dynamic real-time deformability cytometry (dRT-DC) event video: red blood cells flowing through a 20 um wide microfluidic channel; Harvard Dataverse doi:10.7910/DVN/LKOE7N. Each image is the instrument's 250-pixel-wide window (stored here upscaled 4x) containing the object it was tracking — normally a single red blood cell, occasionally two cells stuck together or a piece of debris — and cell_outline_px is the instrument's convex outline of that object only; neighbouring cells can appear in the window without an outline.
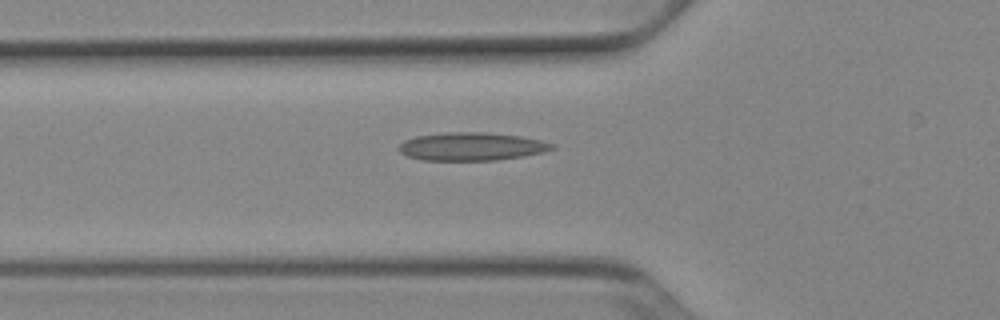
{"species": "Egyptian fruit bat (a non-hibernating species)", "species_latin": "Rousettus aegyptiacus", "temperature_condition": "cold", "stored_images_in_passage": 16, "camera_frame_rate_fps": 3000, "um_per_image_px": 0.085, "animal": {"sex": "female"}, "frame": {"image": 1, "passage_image": 11, "time_ms": 3.333, "image_size_px": [1000, 320], "cell_outline_px": [[556, 148], [544, 152], [524, 156], [496, 160], [424, 160], [408, 156], [400, 152], [396, 148], [404, 140], [416, 136], [448, 132], [484, 132], [520, 136], [540, 140], [556, 144]], "centroid_in_image_um": [40.1, 12.45], "position_along_channel_um": 85.7, "area_um2": 25.14}}
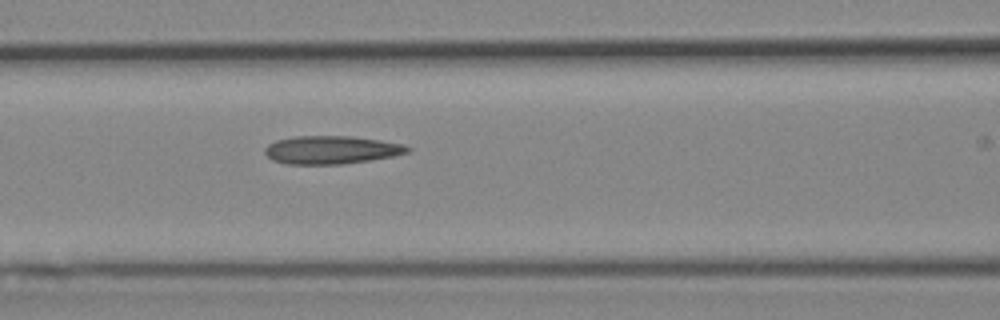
{"frame": {"image": 2, "passage_image": 15, "time_ms": 4.667, "image_size_px": [1000, 320], "cell_outline_px": [[412, 148], [408, 152], [392, 156], [368, 160], [340, 164], [288, 164], [272, 160], [264, 152], [264, 148], [268, 144], [276, 140], [292, 136], [348, 136], [380, 140], [404, 144]], "centroid_in_image_um": [28.13, 12.73], "position_along_channel_um": 138.5, "area_um2": 23.29}}